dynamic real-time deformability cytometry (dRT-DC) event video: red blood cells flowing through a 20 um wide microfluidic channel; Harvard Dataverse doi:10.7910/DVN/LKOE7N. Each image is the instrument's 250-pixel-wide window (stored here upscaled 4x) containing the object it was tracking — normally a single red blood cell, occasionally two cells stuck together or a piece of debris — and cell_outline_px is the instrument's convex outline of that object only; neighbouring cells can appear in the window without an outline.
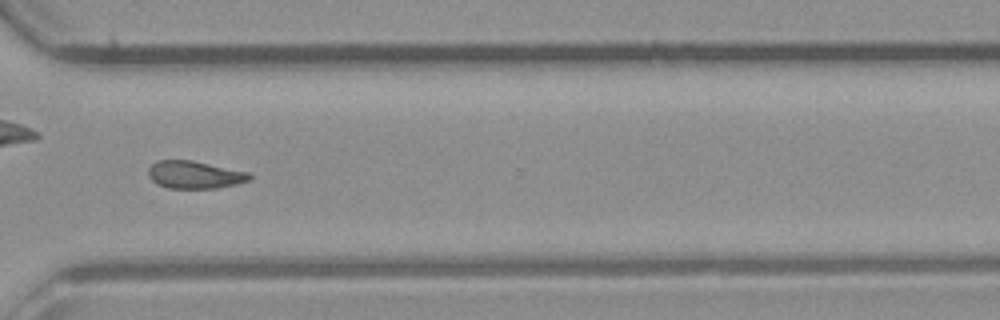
{"species": "common noctule bat (a hibernating species)", "species_latin": "Nyctalus noctula", "temperature_condition": "room temperature", "stored_images_in_passage": 47, "camera_frame_rate_fps": 3000, "um_per_image_px": 0.085, "animal": {"sex": "male", "body_mass_g": 23.1, "forearm_length_mm": 52.7}, "frame": {"image": 1, "passage_image": 34, "time_ms": 11.0, "image_size_px": [1000, 320], "cell_outline_px": [[252, 180], [236, 184], [216, 188], [168, 188], [156, 184], [148, 176], [148, 168], [156, 160], [192, 160], [248, 172], [252, 176]], "centroid_in_image_um": [16.53, 14.85], "position_along_channel_um": 354.1, "area_um2": 16.36}, "authors_computed_cell_mechanics": {"area_um2": 16.8198, "velocity_mm_per_s": 4.4494, "shape_relaxation_time_tau1_ms": null, "shape_relaxation_time_tau2_ms": 4.3174, "deformation_change_tau1": null, "deformation_change_tau2": 0.1044}}